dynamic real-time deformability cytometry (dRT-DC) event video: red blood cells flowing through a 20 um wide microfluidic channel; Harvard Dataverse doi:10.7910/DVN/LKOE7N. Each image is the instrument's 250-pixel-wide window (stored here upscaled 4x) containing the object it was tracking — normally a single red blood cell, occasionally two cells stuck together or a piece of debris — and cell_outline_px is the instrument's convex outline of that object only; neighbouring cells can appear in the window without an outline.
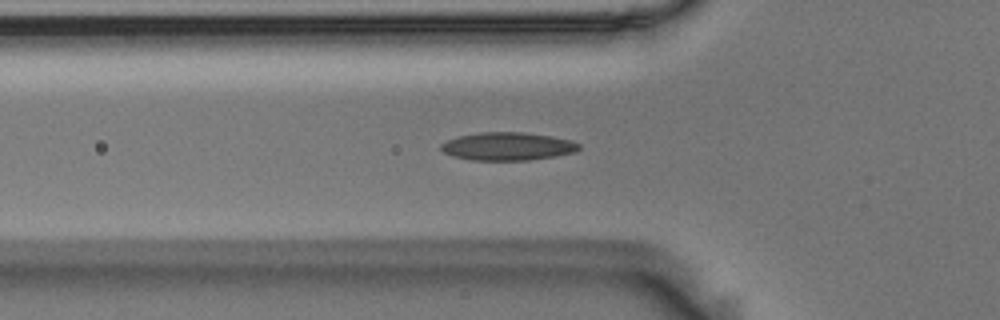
{"species": "Egyptian fruit bat (a non-hibernating species)", "species_latin": "Rousettus aegyptiacus", "temperature_condition": "room temperature", "stored_images_in_passage": 39, "camera_frame_rate_fps": 3000, "um_per_image_px": 0.085, "animal": {"sex": "male"}, "frame": {"image": 1, "passage_image": 2, "time_ms": 0.333, "image_size_px": [1000, 320], "cell_outline_px": [[580, 148], [576, 152], [556, 156], [528, 160], [472, 160], [452, 156], [444, 152], [440, 148], [440, 144], [448, 140], [460, 136], [480, 132], [524, 132], [552, 136], [572, 140], [580, 144]], "centroid_in_image_um": [43.18, 12.44], "position_along_channel_um": 82.6, "area_um2": 22.6}}
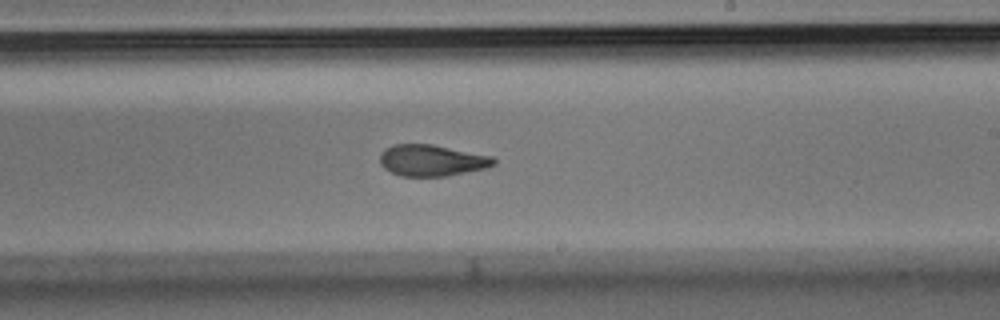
{"frame": {"image": 2, "passage_image": 16, "time_ms": 5.0, "image_size_px": [1000, 320], "cell_outline_px": [[496, 164], [488, 168], [448, 176], [400, 176], [384, 168], [380, 164], [380, 152], [384, 148], [392, 144], [432, 144], [492, 156], [496, 160]], "centroid_in_image_um": [36.7, 13.63], "position_along_channel_um": 252.3, "area_um2": 21.04}}
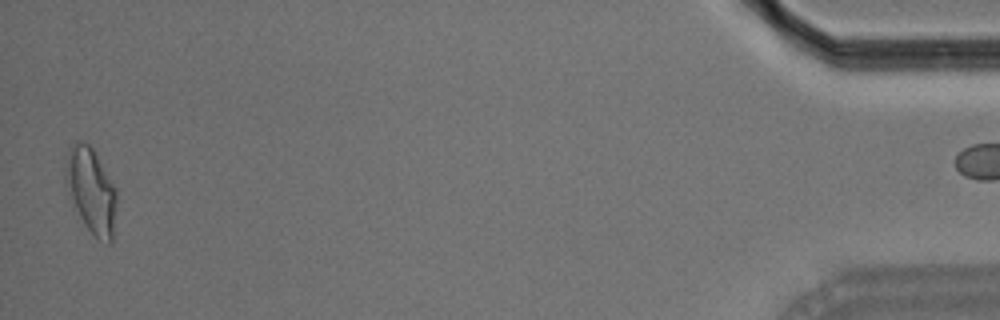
{"frame": {"image": 3, "passage_image": 38, "time_ms": 12.333, "image_size_px": [1000, 320], "cell_outline_px": [[116, 200], [112, 244], [108, 244], [96, 236], [88, 228], [80, 216], [76, 208], [64, 180], [64, 168], [68, 148], [76, 140], [80, 140], [88, 144], [92, 148], [116, 188]], "centroid_in_image_um": [7.73, 16.15], "position_along_channel_um": 427.5, "area_um2": 24.97}}